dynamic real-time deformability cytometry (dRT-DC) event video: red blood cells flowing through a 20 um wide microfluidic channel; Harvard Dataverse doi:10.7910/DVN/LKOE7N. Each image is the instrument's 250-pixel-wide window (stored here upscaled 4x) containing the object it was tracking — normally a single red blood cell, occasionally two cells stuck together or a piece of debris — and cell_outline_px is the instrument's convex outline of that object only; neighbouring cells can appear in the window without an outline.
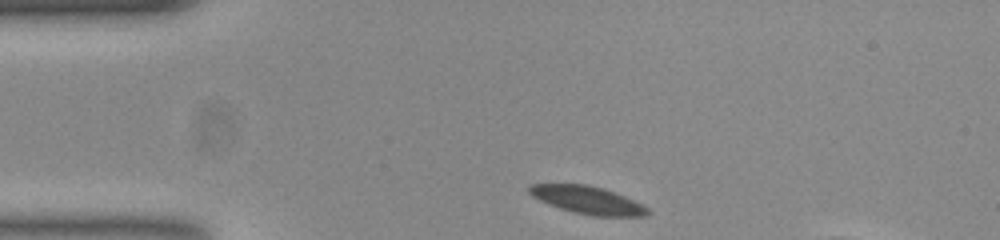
{"species": "common noctule bat (a hibernating species)", "species_latin": "Nyctalus noctula", "temperature_condition": "room temperature", "stored_images_in_passage": 46, "camera_frame_rate_fps": 3000, "um_per_image_px": 0.085, "animal": {"sex": "female", "body_mass_g": 23.0, "forearm_length_mm": 53.4}, "frame": {"image": 1, "passage_image": 1, "time_ms": 0.0, "image_size_px": [1000, 240], "cell_outline_px": [[648, 212], [640, 216], [596, 216], [576, 212], [560, 208], [548, 204], [540, 200], [528, 192], [528, 188], [532, 184], [580, 184], [600, 188], [612, 192], [640, 204]], "centroid_in_image_um": [49.84, 17.0], "position_along_channel_um": 35.2, "area_um2": 18.15}}
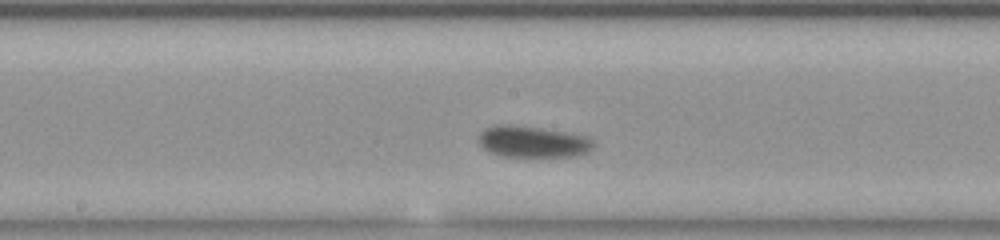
{"frame": {"image": 2, "passage_image": 18, "time_ms": 5.667, "image_size_px": [1000, 240], "cell_outline_px": [[592, 144], [584, 152], [576, 156], [504, 156], [492, 152], [484, 148], [480, 144], [480, 132], [484, 128], [496, 124], [508, 124], [536, 128], [580, 136], [592, 140]], "centroid_in_image_um": [45.16, 12.04], "position_along_channel_um": 203.0, "area_um2": 20.0}}
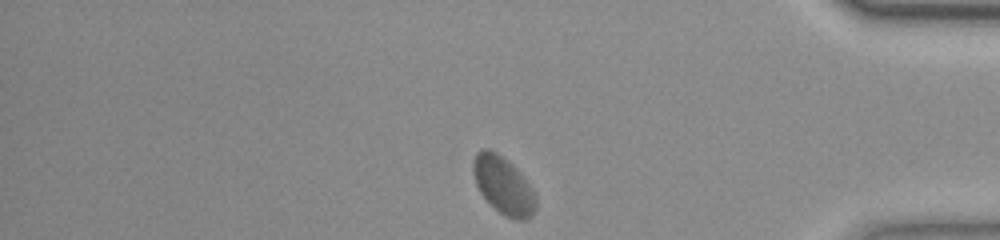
{"frame": {"image": 3, "passage_image": 36, "time_ms": 11.667, "image_size_px": [1000, 240], "cell_outline_px": [[536, 208], [532, 216], [524, 220], [516, 220], [500, 212], [480, 192], [476, 184], [472, 172], [472, 164], [476, 152], [484, 148], [488, 148], [496, 152], [524, 180], [536, 196]], "centroid_in_image_um": [42.75, 15.78], "position_along_channel_um": 392.5, "area_um2": 20.11}, "authors_computed_cell_mechanics": {"area_um2": 19.652, "velocity_mm_per_s": 3.648, "shape_relaxation_time_tau1_ms": 2.5671, "shape_relaxation_time_tau2_ms": null, "deformation_change_tau1": 0.048, "deformation_change_tau2": null}}